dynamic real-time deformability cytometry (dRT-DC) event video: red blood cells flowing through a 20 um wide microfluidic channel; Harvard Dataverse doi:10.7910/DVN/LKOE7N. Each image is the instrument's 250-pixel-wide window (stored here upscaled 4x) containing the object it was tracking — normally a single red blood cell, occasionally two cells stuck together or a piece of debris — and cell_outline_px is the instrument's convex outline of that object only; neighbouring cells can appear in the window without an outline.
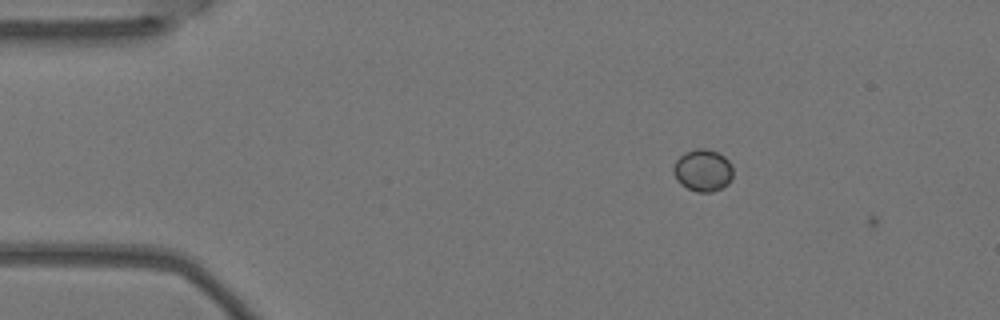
{"species": "Egyptian fruit bat (a non-hibernating species)", "species_latin": "Rousettus aegyptiacus", "temperature_condition": "warm", "stored_images_in_passage": 2, "camera_frame_rate_fps": 3000, "um_per_image_px": 0.085, "animal": {"sex": "female"}, "frame": {"image": 1, "passage_image": 1, "time_ms": 0.0, "image_size_px": [1000, 320], "cell_outline_px": [[732, 176], [728, 184], [712, 192], [696, 192], [680, 184], [676, 180], [672, 168], [676, 160], [684, 152], [696, 148], [704, 148], [716, 152], [724, 156], [732, 164]], "centroid_in_image_um": [59.72, 14.48], "position_along_channel_um": 25.3, "area_um2": 14.68}}